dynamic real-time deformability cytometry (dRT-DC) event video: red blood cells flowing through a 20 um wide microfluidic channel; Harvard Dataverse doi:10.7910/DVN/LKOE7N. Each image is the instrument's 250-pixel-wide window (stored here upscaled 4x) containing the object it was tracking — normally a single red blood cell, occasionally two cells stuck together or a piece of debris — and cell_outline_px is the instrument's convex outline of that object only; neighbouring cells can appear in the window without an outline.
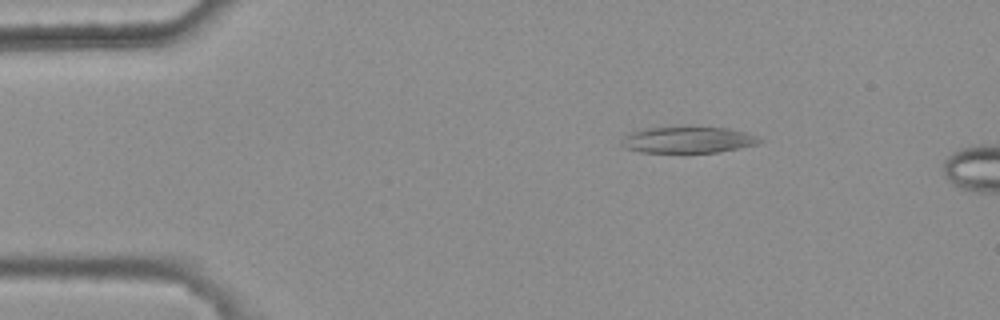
{"species": "common noctule bat (a hibernating species)", "species_latin": "Nyctalus noctula", "temperature_condition": "warm", "stored_images_in_passage": 2, "camera_frame_rate_fps": 3000, "um_per_image_px": 0.085, "animal": {"sex": "female", "body_mass_g": 25.1}, "frame": {"image": 1, "passage_image": 1, "time_ms": 0.0, "image_size_px": [1000, 320], "cell_outline_px": [[764, 140], [756, 144], [740, 148], [720, 152], [640, 152], [624, 148], [620, 144], [620, 140], [624, 136], [632, 132], [648, 128], [692, 124], [728, 128], [744, 132], [756, 136]], "centroid_in_image_um": [58.46, 11.85], "position_along_channel_um": 26.5, "area_um2": 21.96}}